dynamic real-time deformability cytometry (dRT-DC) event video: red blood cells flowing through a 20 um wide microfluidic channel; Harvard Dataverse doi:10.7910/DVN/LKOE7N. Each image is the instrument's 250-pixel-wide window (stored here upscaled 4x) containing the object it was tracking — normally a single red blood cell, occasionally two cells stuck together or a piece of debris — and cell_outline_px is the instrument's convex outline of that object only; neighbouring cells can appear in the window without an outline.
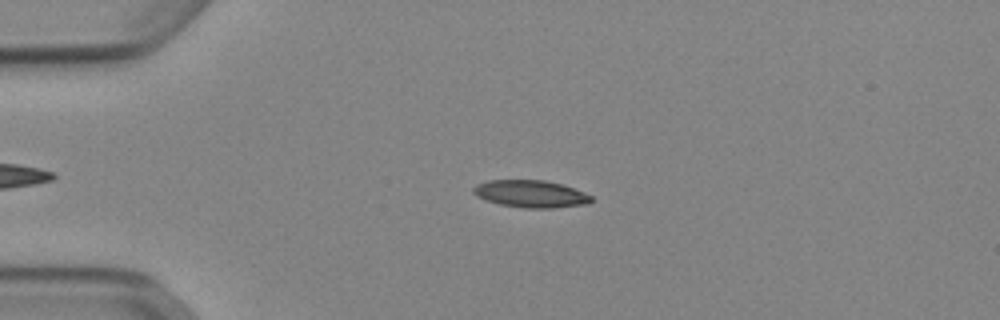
{"species": "Egyptian fruit bat (a non-hibernating species)", "species_latin": "Rousettus aegyptiacus", "temperature_condition": "cold", "stored_images_in_passage": 52, "camera_frame_rate_fps": 3000, "um_per_image_px": 0.085, "animal": {"sex": "female"}, "frame": {"image": 1, "passage_image": 12, "time_ms": 3.667, "image_size_px": [1000, 320], "cell_outline_px": [[592, 200], [588, 204], [552, 208], [524, 208], [500, 204], [476, 196], [472, 192], [472, 188], [476, 184], [488, 180], [544, 180], [560, 184], [584, 192], [592, 196]], "centroid_in_image_um": [45.1, 16.48], "position_along_channel_um": 39.9, "area_um2": 18.67}}
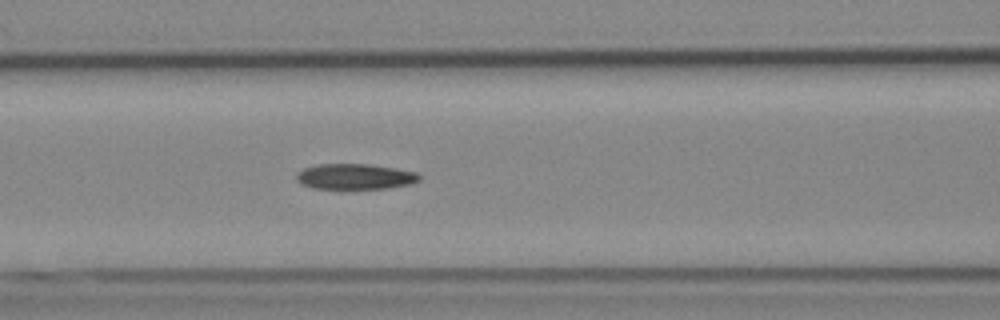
{"frame": {"image": 2, "passage_image": 22, "time_ms": 7.0, "image_size_px": [1000, 320], "cell_outline_px": [[420, 180], [412, 184], [384, 188], [312, 188], [300, 184], [296, 180], [296, 172], [304, 168], [316, 164], [368, 164], [396, 168], [416, 172], [420, 176]], "centroid_in_image_um": [30.15, 15.0], "position_along_channel_um": 136.5, "area_um2": 18.32}}
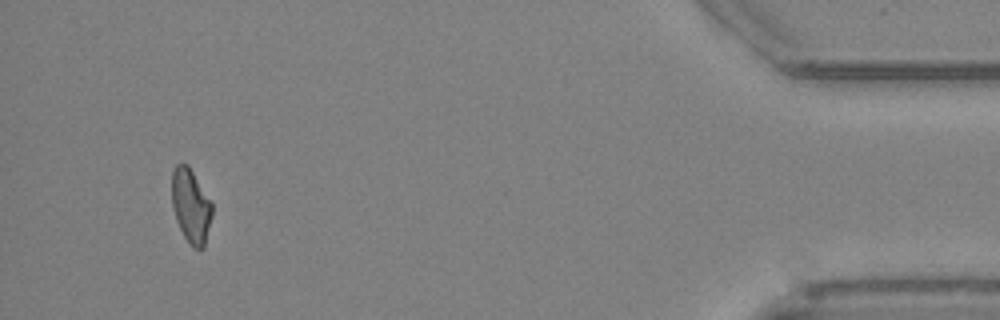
{"frame": {"image": 3, "passage_image": 49, "time_ms": 16.0, "image_size_px": [1000, 320], "cell_outline_px": [[212, 216], [204, 248], [192, 248], [184, 236], [176, 220], [172, 208], [172, 172], [176, 164], [180, 160], [188, 164], [212, 204]], "centroid_in_image_um": [16.21, 17.48], "position_along_channel_um": 419.0, "area_um2": 17.46}, "authors_computed_cell_mechanics": {"area_um2": 18.2937, "velocity_mm_per_s": 3.8966, "shape_relaxation_time_tau1_ms": null, "shape_relaxation_time_tau2_ms": 3.8147, "deformation_change_tau1": null, "deformation_change_tau2": 0.1076}}